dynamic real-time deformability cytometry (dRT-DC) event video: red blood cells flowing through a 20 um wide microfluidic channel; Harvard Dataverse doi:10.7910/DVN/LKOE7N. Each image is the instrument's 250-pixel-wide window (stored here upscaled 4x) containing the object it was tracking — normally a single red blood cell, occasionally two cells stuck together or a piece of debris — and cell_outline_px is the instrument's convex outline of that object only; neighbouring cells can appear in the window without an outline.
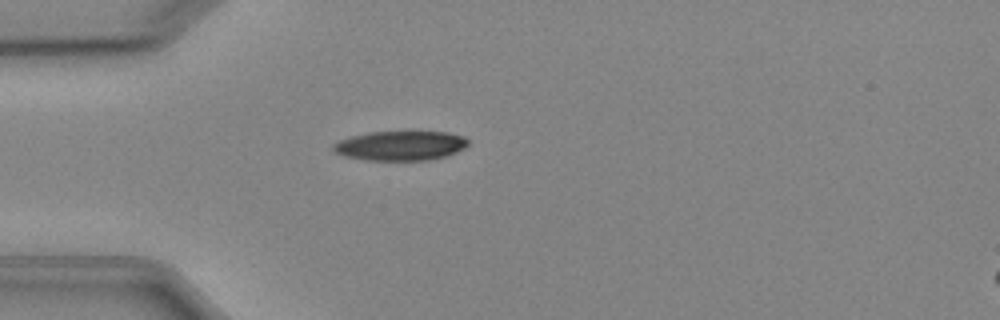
{"species": "Egyptian fruit bat (a non-hibernating species)", "species_latin": "Rousettus aegyptiacus", "temperature_condition": "cold", "stored_images_in_passage": 3, "camera_frame_rate_fps": 3000, "um_per_image_px": 0.085, "animal": {"sex": "female"}, "frame": {"image": 1, "passage_image": 3, "time_ms": 2.333, "image_size_px": [1000, 320], "cell_outline_px": [[468, 144], [464, 148], [456, 152], [444, 156], [428, 160], [368, 160], [344, 156], [336, 152], [332, 148], [332, 144], [340, 140], [352, 136], [368, 132], [448, 132], [464, 136], [468, 140]], "centroid_in_image_um": [34.04, 12.38], "position_along_channel_um": 51.0, "area_um2": 23.06}}